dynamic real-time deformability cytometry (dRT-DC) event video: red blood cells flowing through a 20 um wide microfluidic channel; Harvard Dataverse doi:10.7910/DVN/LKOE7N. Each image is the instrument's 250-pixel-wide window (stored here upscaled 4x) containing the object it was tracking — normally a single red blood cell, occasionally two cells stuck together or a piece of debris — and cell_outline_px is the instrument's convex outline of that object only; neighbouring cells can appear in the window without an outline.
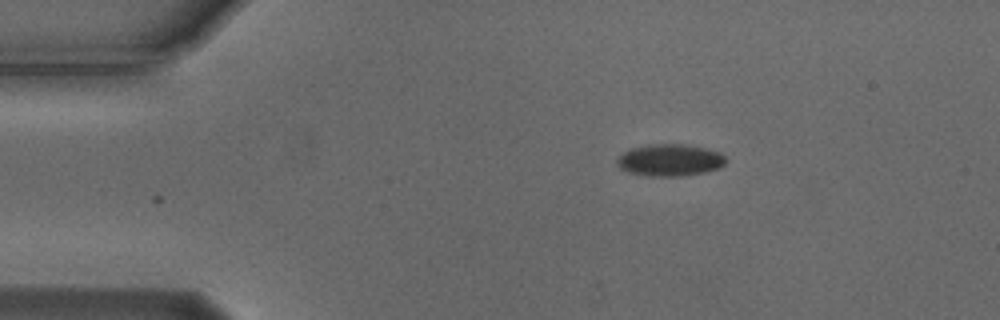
{"species": "Egyptian fruit bat (a non-hibernating species)", "species_latin": "Rousettus aegyptiacus", "temperature_condition": "cold", "stored_images_in_passage": 2, "camera_frame_rate_fps": 3000, "um_per_image_px": 0.085, "animal": {"sex": "male"}, "frame": {"image": 1, "passage_image": 1, "time_ms": 0.0, "image_size_px": [1000, 320], "cell_outline_px": [[728, 160], [720, 168], [704, 172], [684, 176], [648, 176], [628, 172], [620, 168], [616, 164], [616, 160], [628, 148], [648, 144], [684, 144], [704, 148], [720, 152]], "centroid_in_image_um": [56.93, 13.61], "position_along_channel_um": 28.1, "area_um2": 20.46}}